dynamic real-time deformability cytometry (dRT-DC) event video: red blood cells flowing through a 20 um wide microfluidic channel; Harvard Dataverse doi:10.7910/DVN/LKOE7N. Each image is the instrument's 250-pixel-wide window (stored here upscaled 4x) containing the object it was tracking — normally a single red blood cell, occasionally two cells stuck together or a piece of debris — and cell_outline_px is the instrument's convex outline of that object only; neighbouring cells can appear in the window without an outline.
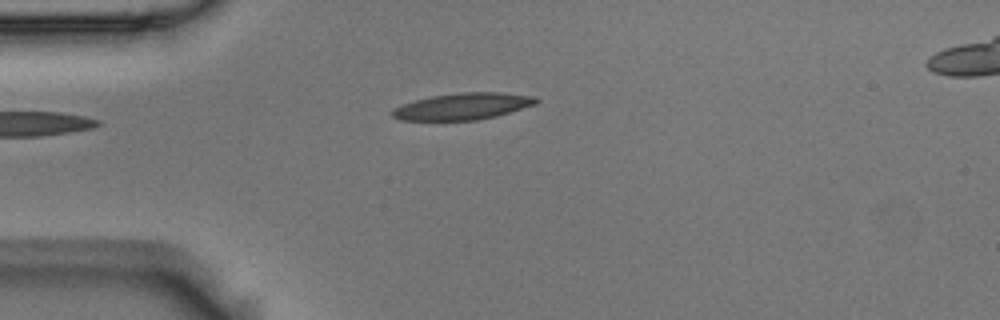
{"species": "Egyptian fruit bat (a non-hibernating species)", "species_latin": "Rousettus aegyptiacus", "temperature_condition": "room temperature", "stored_images_in_passage": 3, "camera_frame_rate_fps": 3000, "um_per_image_px": 0.085, "animal": {"sex": "male"}, "frame": {"image": 1, "passage_image": 1, "time_ms": 0.0, "image_size_px": [1000, 320], "cell_outline_px": [[540, 100], [536, 104], [496, 116], [476, 120], [400, 120], [392, 116], [392, 108], [416, 100], [432, 96], [460, 92], [500, 92], [536, 96]], "centroid_in_image_um": [39.37, 9.03], "position_along_channel_um": 45.6, "area_um2": 22.25}}
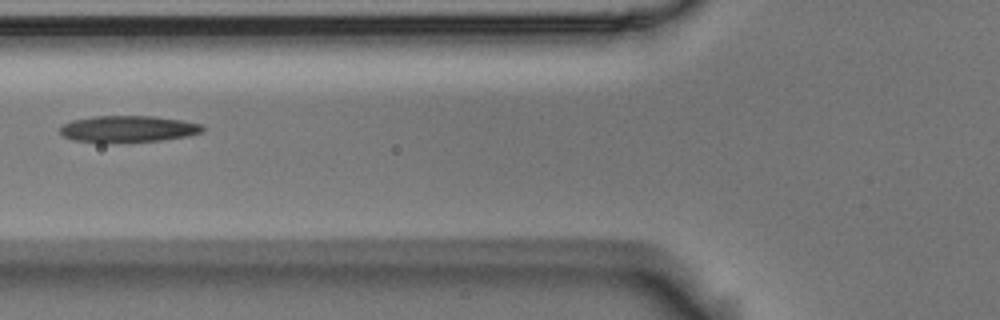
{"frame": {"image": 2, "passage_image": 3, "time_ms": 0.667, "image_size_px": [1000, 320], "cell_outline_px": [[204, 128], [200, 132], [188, 136], [160, 140], [112, 144], [100, 144], [72, 140], [64, 136], [60, 132], [60, 128], [64, 124], [72, 120], [92, 116], [152, 116], [180, 120], [200, 124]], "centroid_in_image_um": [10.8, 10.99], "position_along_channel_um": 115.0, "area_um2": 22.43}}